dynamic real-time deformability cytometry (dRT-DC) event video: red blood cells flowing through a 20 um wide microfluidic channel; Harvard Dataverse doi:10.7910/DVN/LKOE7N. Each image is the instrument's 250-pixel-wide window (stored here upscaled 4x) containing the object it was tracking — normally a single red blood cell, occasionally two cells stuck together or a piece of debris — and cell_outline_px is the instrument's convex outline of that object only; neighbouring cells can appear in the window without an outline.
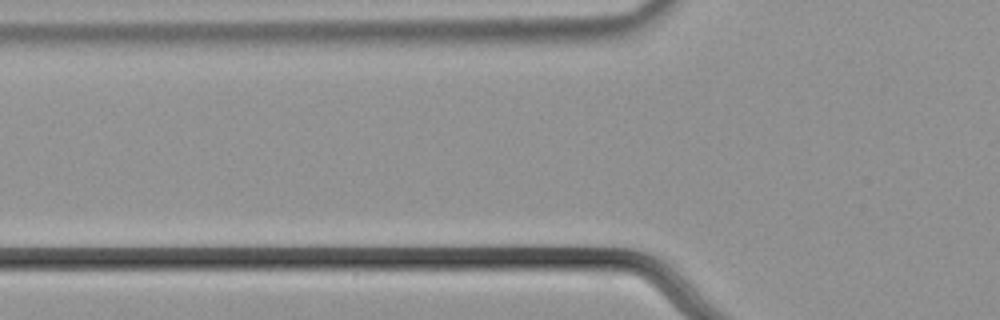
{"species": "common noctule bat (a hibernating species)", "species_latin": "Nyctalus noctula", "temperature_condition": "cold", "stored_images_in_passage": 10, "camera_frame_rate_fps": 3000, "um_per_image_px": 0.085, "animal": {"sex": "male", "body_mass_g": 21.5, "forearm_length_mm": 52.0}, "frame": {"image": 1, "passage_image": 9, "time_ms": 2.667, "image_size_px": [1000, 320], "cell_outline_px": [[248, 252], [244, 260], [104, 260], [100, 252], [100, 248], [248, 248]], "centroid_in_image_um": [14.79, 21.58], "position_along_channel_um": 111.0, "area_um2": 12.6}}